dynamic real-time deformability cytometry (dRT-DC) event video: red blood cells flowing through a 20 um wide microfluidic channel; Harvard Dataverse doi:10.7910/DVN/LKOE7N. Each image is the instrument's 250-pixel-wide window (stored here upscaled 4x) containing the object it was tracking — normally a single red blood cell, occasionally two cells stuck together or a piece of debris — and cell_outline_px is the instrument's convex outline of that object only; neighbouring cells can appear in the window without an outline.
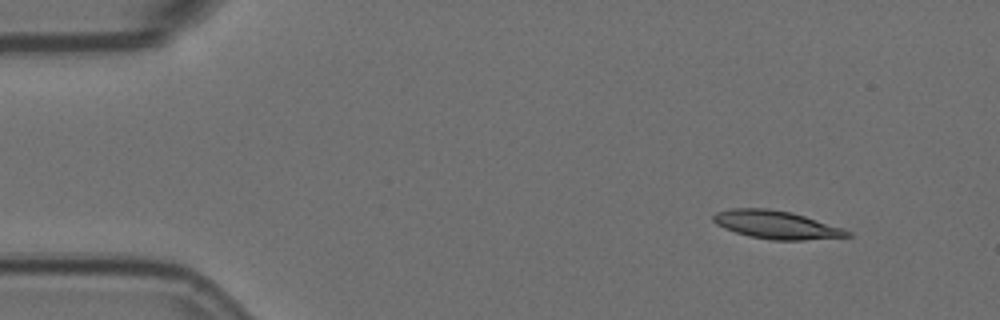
{"species": "Egyptian fruit bat (a non-hibernating species)", "species_latin": "Rousettus aegyptiacus", "temperature_condition": "room temperature", "stored_images_in_passage": 6, "camera_frame_rate_fps": 3000, "um_per_image_px": 0.085, "animal": {"sex": "female"}, "frame": {"image": 1, "passage_image": 2, "time_ms": 0.333, "image_size_px": [1000, 320], "cell_outline_px": [[852, 236], [804, 240], [772, 240], [748, 236], [724, 228], [716, 224], [712, 220], [712, 216], [716, 212], [732, 208], [768, 208], [792, 212], [852, 232]], "centroid_in_image_um": [65.94, 19.1], "position_along_channel_um": 19.1, "area_um2": 21.79}}
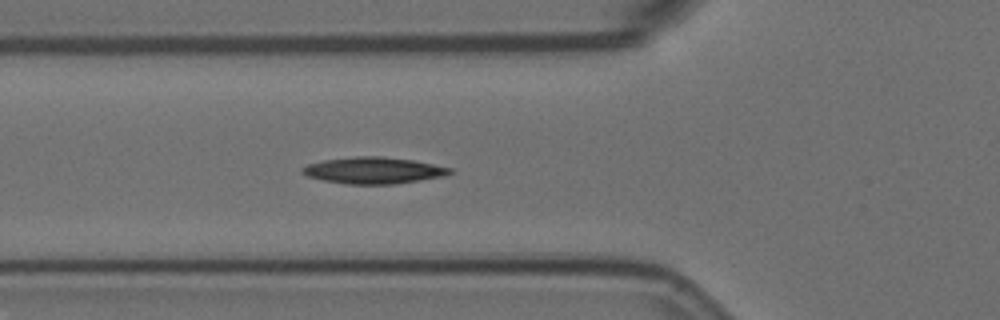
{"frame": {"image": 2, "passage_image": 6, "time_ms": 1.667, "image_size_px": [1000, 320], "cell_outline_px": [[452, 172], [444, 176], [396, 184], [344, 184], [324, 180], [308, 176], [300, 172], [300, 168], [308, 164], [324, 160], [356, 156], [380, 156], [412, 160], [452, 168]], "centroid_in_image_um": [31.73, 14.49], "position_along_channel_um": 94.1, "area_um2": 22.72}}